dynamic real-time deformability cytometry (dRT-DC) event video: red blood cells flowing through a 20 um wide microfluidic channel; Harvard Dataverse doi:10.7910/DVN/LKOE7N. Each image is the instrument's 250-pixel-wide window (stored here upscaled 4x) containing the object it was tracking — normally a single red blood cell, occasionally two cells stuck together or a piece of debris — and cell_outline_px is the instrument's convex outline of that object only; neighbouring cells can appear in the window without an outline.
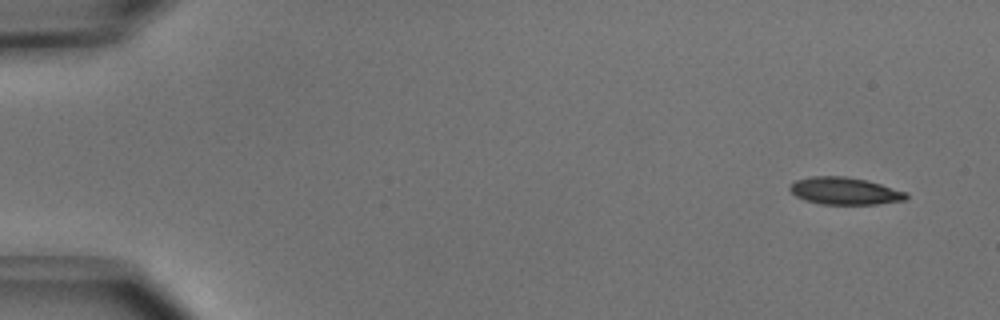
{"species": "common noctule bat (a hibernating species)", "species_latin": "Nyctalus noctula", "temperature_condition": "cold", "stored_images_in_passage": 10, "camera_frame_rate_fps": 3000, "um_per_image_px": 0.085, "animal": {"sex": "male", "body_mass_g": 15.6}, "frame": {"image": 1, "passage_image": 1, "time_ms": 0.0, "image_size_px": [1000, 320], "cell_outline_px": [[908, 196], [904, 200], [876, 204], [820, 204], [804, 200], [796, 196], [788, 188], [788, 184], [796, 180], [812, 176], [844, 176], [864, 180], [880, 184], [908, 192]], "centroid_in_image_um": [71.76, 16.23], "position_along_channel_um": 13.2, "area_um2": 18.44}}